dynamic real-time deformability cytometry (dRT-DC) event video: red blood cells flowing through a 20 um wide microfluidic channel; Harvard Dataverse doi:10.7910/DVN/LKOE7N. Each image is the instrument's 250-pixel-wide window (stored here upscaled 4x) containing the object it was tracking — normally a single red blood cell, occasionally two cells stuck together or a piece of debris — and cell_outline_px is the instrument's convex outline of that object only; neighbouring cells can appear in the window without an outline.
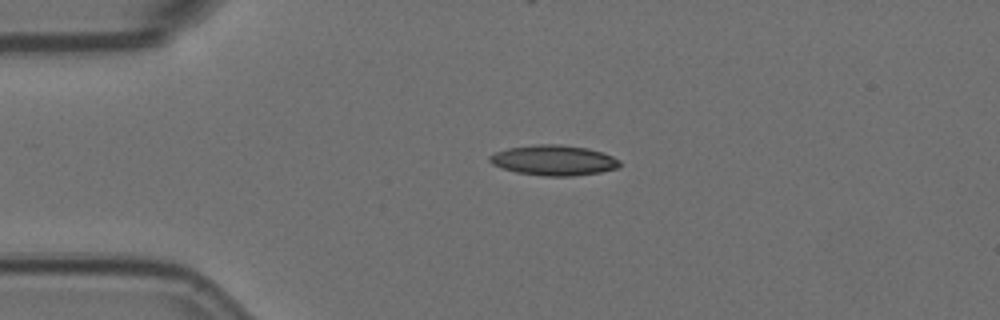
{"species": "Egyptian fruit bat (a non-hibernating species)", "species_latin": "Rousettus aegyptiacus", "temperature_condition": "room temperature", "stored_images_in_passage": 45, "camera_frame_rate_fps": 3000, "um_per_image_px": 0.085, "animal": {"sex": "female"}, "frame": {"image": 1, "passage_image": 1, "time_ms": 0.0, "image_size_px": [1000, 320], "cell_outline_px": [[620, 164], [616, 168], [600, 172], [572, 176], [544, 176], [516, 172], [492, 164], [488, 160], [488, 156], [496, 152], [508, 148], [536, 144], [556, 144], [588, 148], [604, 152], [620, 160]], "centroid_in_image_um": [47.07, 13.62], "position_along_channel_um": 37.9, "area_um2": 22.89}}
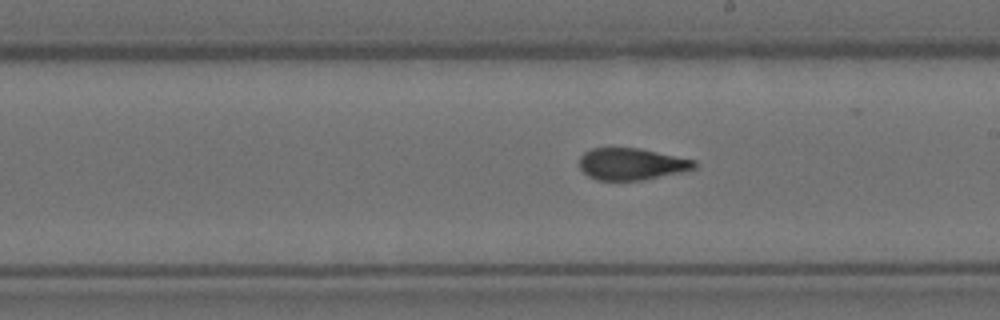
{"frame": {"image": 2, "passage_image": 20, "time_ms": 6.333, "image_size_px": [1000, 320], "cell_outline_px": [[696, 168], [680, 172], [644, 180], [596, 180], [588, 176], [580, 168], [580, 156], [584, 152], [592, 148], [640, 148], [696, 160]], "centroid_in_image_um": [53.68, 13.94], "position_along_channel_um": 235.3, "area_um2": 21.33}}
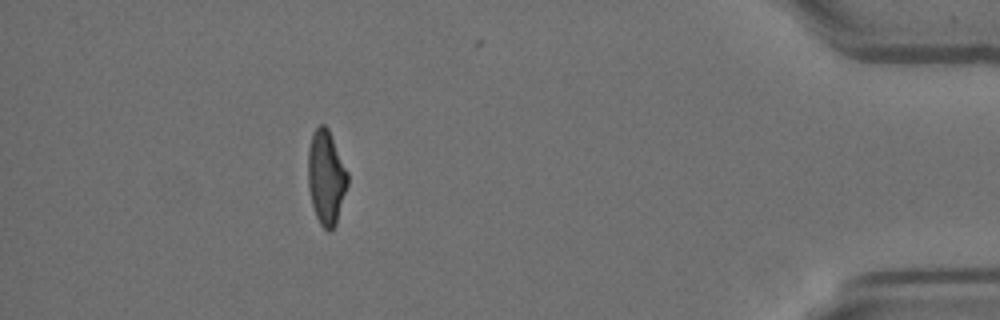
{"frame": {"image": 3, "passage_image": 39, "time_ms": 12.667, "image_size_px": [1000, 320], "cell_outline_px": [[348, 184], [336, 224], [328, 232], [320, 224], [316, 216], [312, 204], [308, 188], [308, 148], [312, 132], [320, 124], [324, 124], [328, 128], [348, 172]], "centroid_in_image_um": [27.71, 15.06], "position_along_channel_um": 407.5, "area_um2": 21.79}, "authors_computed_cell_mechanics": {"area_um2": 22.253, "velocity_mm_per_s": 3.5839, "shape_relaxation_time_tau1_ms": 7.4413, "shape_relaxation_time_tau2_ms": 1.6271, "deformation_change_tau1": 0.205, "deformation_change_tau2": 0.0825}}